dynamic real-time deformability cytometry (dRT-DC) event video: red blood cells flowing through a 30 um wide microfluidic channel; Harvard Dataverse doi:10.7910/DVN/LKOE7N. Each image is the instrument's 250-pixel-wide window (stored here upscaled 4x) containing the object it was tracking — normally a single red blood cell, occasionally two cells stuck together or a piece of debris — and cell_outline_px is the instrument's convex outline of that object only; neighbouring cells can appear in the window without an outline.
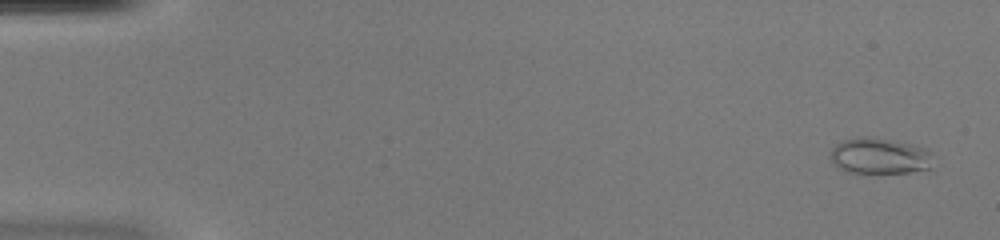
{"species": "common noctule bat (a hibernating species)", "species_latin": "Nyctalus noctula", "temperature_condition": "warm", "stored_images_in_passage": 52, "camera_frame_rate_fps": 3000, "um_per_image_px": 0.085, "animal": {"sex": "female", "body_mass_g": 20.0, "forearm_length_mm": 54.0}, "frame": {"image": 1, "passage_image": 3, "time_ms": 0.667, "image_size_px": [1000, 240], "cell_outline_px": [[932, 168], [908, 172], [864, 176], [844, 172], [832, 160], [832, 148], [836, 144], [844, 140], [864, 136], [892, 140], [928, 148]], "centroid_in_image_um": [74.75, 13.31], "position_along_channel_um": 10.3, "area_um2": 22.02}}
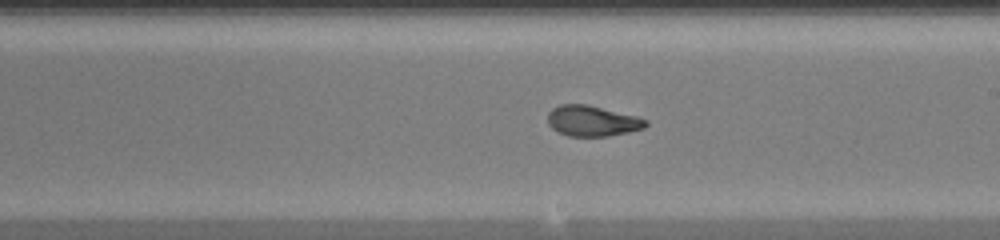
{"frame": {"image": 2, "passage_image": 31, "time_ms": 10.0, "image_size_px": [1000, 240], "cell_outline_px": [[648, 124], [644, 128], [628, 132], [608, 136], [568, 136], [556, 132], [548, 124], [548, 112], [552, 108], [560, 104], [588, 104], [636, 116], [648, 120]], "centroid_in_image_um": [50.32, 10.27], "position_along_channel_um": 238.7, "area_um2": 17.63}}
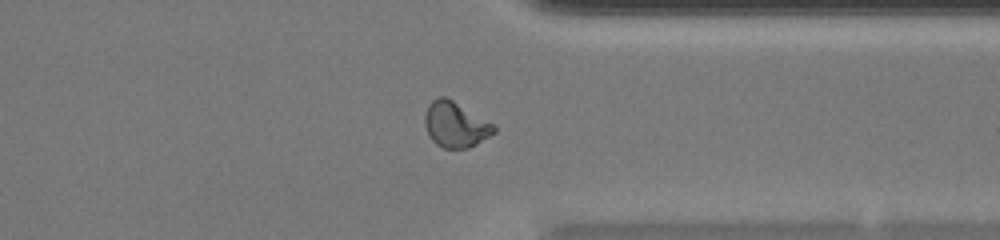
{"frame": {"image": 3, "passage_image": 41, "time_ms": 13.333, "image_size_px": [1000, 240], "cell_outline_px": [[496, 132], [476, 144], [468, 148], [444, 148], [436, 144], [428, 136], [424, 124], [424, 116], [428, 104], [432, 100], [440, 96], [444, 96], [452, 100], [496, 124]], "centroid_in_image_um": [38.71, 10.59], "position_along_channel_um": 372.7, "area_um2": 18.5}, "authors_computed_cell_mechanics": {"area_um2": 18.4671, "velocity_mm_per_s": 4.0762, "shape_relaxation_time_tau1_ms": 6.4954, "shape_relaxation_time_tau2_ms": 1.5675, "deformation_change_tau1": 0.262, "deformation_change_tau2": 0.0746}}